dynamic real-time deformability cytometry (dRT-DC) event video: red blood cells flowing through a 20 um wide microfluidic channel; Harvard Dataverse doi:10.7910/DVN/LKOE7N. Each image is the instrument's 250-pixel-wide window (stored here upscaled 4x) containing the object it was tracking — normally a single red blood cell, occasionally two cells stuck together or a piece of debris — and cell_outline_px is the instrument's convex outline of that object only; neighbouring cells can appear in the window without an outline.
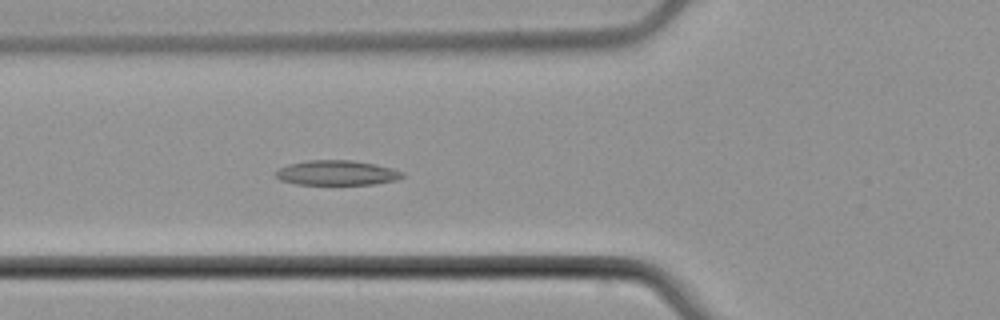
{"species": "common noctule bat (a hibernating species)", "species_latin": "Nyctalus noctula", "temperature_condition": "cold", "stored_images_in_passage": 5, "camera_frame_rate_fps": 3000, "um_per_image_px": 0.085, "animal": {"sex": "male", "body_mass_g": 21.5, "forearm_length_mm": 52.0}, "frame": {"image": 1, "passage_image": 5, "time_ms": 5.333, "image_size_px": [1000, 320], "cell_outline_px": [[404, 176], [396, 180], [376, 184], [296, 184], [280, 180], [276, 176], [276, 168], [288, 164], [308, 160], [352, 160], [376, 164], [392, 168], [404, 172]], "centroid_in_image_um": [28.63, 14.68], "position_along_channel_um": 97.2, "area_um2": 18.44}}